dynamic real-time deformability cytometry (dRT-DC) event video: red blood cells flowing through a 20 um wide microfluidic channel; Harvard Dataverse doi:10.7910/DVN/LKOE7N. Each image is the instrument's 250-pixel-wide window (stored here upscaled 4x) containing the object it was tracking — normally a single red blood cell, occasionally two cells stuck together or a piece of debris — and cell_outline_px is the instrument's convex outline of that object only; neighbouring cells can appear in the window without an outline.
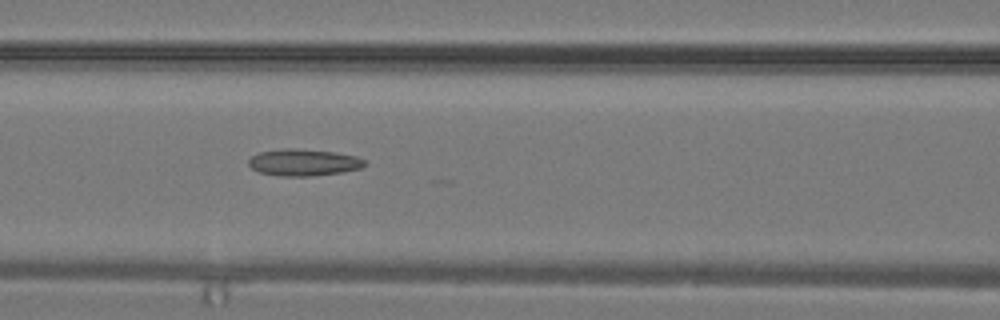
{"species": "common noctule bat (a hibernating species)", "species_latin": "Nyctalus noctula", "temperature_condition": "warm", "stored_images_in_passage": 14, "camera_frame_rate_fps": 3000, "um_per_image_px": 0.085, "animal": {"sex": "male", "body_mass_g": 19.2, "forearm_length_mm": 51.8}, "frame": {"image": 1, "passage_image": 14, "time_ms": 4.333, "image_size_px": [1000, 320], "cell_outline_px": [[368, 164], [360, 168], [340, 172], [312, 176], [280, 176], [260, 172], [252, 168], [248, 164], [248, 160], [252, 156], [260, 152], [284, 148], [296, 148], [332, 152], [356, 156], [364, 160]], "centroid_in_image_um": [25.79, 13.8], "position_along_channel_um": 140.8, "area_um2": 17.98}}